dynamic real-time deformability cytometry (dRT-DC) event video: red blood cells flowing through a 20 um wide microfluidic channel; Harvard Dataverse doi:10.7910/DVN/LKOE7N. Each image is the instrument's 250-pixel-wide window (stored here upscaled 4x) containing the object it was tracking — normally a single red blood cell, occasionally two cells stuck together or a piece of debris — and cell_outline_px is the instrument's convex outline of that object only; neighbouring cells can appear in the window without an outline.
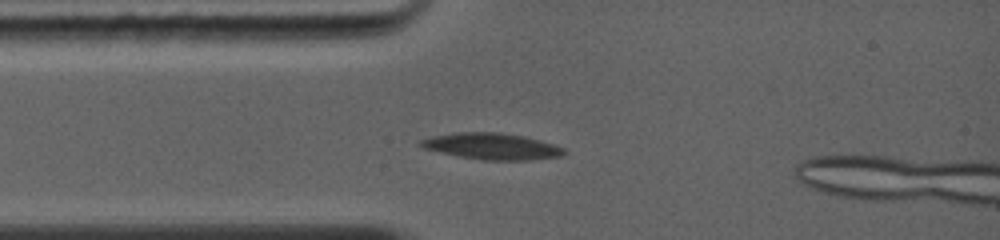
{"species": "common noctule bat (a hibernating species)", "species_latin": "Nyctalus noctula", "temperature_condition": "warm", "stored_images_in_passage": 6, "camera_frame_rate_fps": 5000, "um_per_image_px": 0.085, "animal": {"sex": "female", "body_mass_g": 19.0, "forearm_length_mm": 56.7}, "frame": {"image": 1, "passage_image": 1, "time_ms": 0.0, "image_size_px": [1000, 240], "cell_outline_px": [[568, 152], [564, 156], [532, 160], [484, 160], [460, 156], [424, 148], [416, 144], [420, 140], [432, 136], [452, 132], [500, 132], [524, 136], [540, 140], [564, 148]], "centroid_in_image_um": [41.84, 12.43], "position_along_channel_um": 43.2, "area_um2": 22.14}}
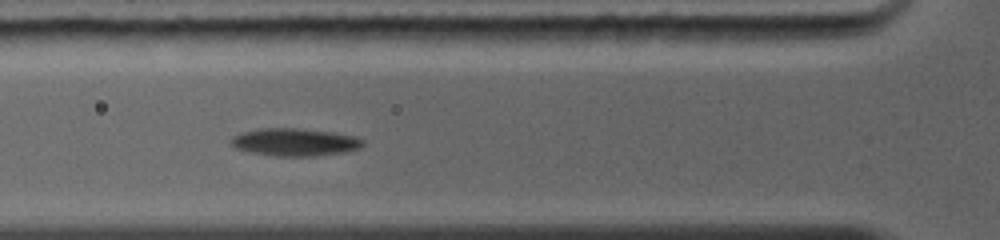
{"frame": {"image": 2, "passage_image": 3, "time_ms": 1.4, "image_size_px": [1000, 240], "cell_outline_px": [[364, 144], [360, 148], [344, 152], [312, 156], [272, 156], [252, 152], [236, 148], [228, 144], [228, 140], [232, 136], [240, 132], [256, 128], [296, 128], [336, 132], [356, 136], [364, 140]], "centroid_in_image_um": [25.02, 12.07], "position_along_channel_um": 100.8, "area_um2": 21.62}}
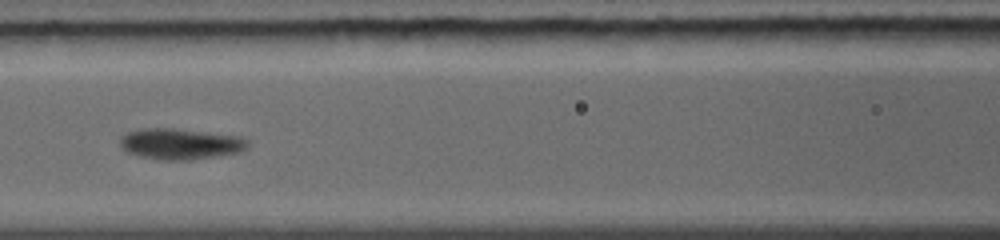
{"frame": {"image": 3, "passage_image": 5, "time_ms": 2.6, "image_size_px": [1000, 240], "cell_outline_px": [[248, 148], [240, 152], [216, 156], [188, 160], [160, 160], [140, 156], [128, 152], [120, 144], [120, 136], [128, 132], [144, 128], [172, 128], [240, 136], [248, 140]], "centroid_in_image_um": [15.34, 12.23], "position_along_channel_um": 151.3, "area_um2": 22.95}}